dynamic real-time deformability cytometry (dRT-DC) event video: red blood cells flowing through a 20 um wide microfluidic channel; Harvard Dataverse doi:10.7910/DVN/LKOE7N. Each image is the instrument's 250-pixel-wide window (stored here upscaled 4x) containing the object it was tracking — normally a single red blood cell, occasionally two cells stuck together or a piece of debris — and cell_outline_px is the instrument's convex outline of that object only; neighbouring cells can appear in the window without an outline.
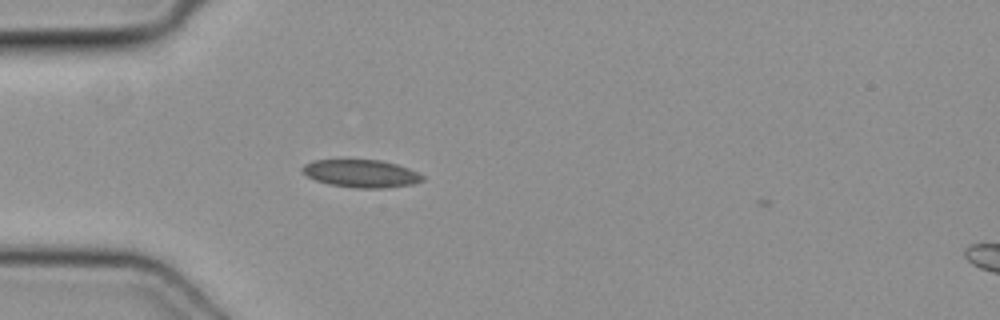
{"species": "common noctule bat (a hibernating species)", "species_latin": "Nyctalus noctula", "temperature_condition": "cold", "stored_images_in_passage": 37, "camera_frame_rate_fps": 3000, "um_per_image_px": 0.085, "animal": {"sex": "female", "body_mass_g": 19.3, "forearm_length_mm": 54.1}, "frame": {"image": 1, "passage_image": 1, "time_ms": 0.0, "image_size_px": [1000, 320], "cell_outline_px": [[424, 180], [412, 184], [384, 188], [352, 188], [328, 184], [316, 180], [308, 176], [300, 168], [304, 164], [312, 160], [380, 160], [396, 164], [408, 168], [424, 176]], "centroid_in_image_um": [30.68, 14.75], "position_along_channel_um": 54.3, "area_um2": 19.36}}
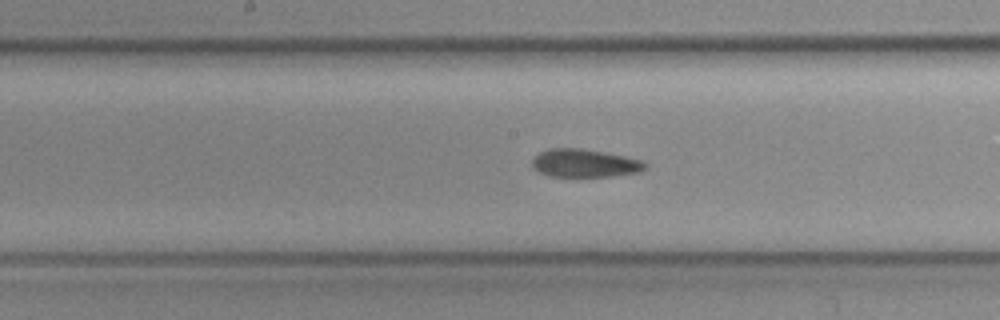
{"frame": {"image": 2, "passage_image": 12, "time_ms": 3.667, "image_size_px": [1000, 320], "cell_outline_px": [[648, 164], [640, 172], [612, 176], [548, 176], [532, 168], [532, 160], [540, 152], [548, 148], [580, 148], [604, 152], [624, 156], [640, 160]], "centroid_in_image_um": [49.67, 13.87], "position_along_channel_um": 198.5, "area_um2": 18.38}}
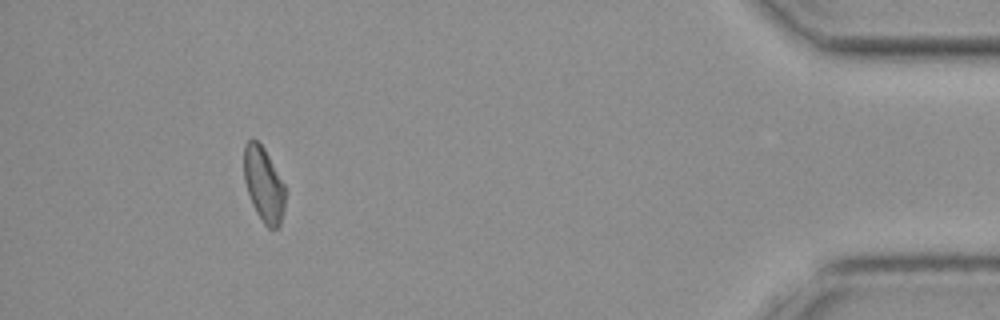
{"frame": {"image": 3, "passage_image": 32, "time_ms": 10.333, "image_size_px": [1000, 320], "cell_outline_px": [[284, 208], [280, 224], [276, 228], [268, 228], [264, 224], [256, 212], [252, 204], [244, 180], [244, 144], [248, 140], [256, 140], [264, 148], [284, 184]], "centroid_in_image_um": [22.4, 15.68], "position_along_channel_um": 412.8, "area_um2": 17.69}}